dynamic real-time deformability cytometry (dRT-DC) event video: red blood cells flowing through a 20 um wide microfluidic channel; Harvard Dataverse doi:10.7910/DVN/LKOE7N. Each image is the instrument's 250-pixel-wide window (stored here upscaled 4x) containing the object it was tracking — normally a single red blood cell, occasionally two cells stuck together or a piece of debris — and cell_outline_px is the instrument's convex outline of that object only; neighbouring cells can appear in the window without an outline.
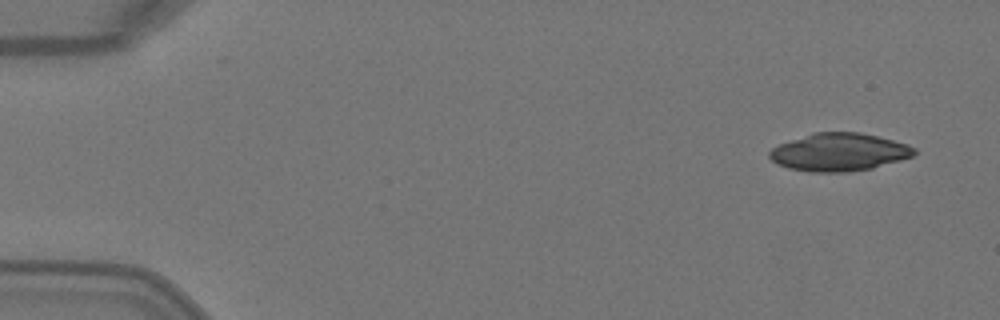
{"species": "Egyptian fruit bat (a non-hibernating species)", "species_latin": "Rousettus aegyptiacus", "temperature_condition": "warm", "stored_images_in_passage": 4, "segment_of_instrument_passage": [1, 2], "camera_frame_rate_fps": 3000, "um_per_image_px": 0.085, "animal": {"sex": "female"}, "frame": {"image": 1, "passage_image": 1, "time_ms": 0.0, "image_size_px": [1000, 320], "cell_outline_px": [[916, 152], [912, 156], [900, 160], [872, 168], [848, 172], [808, 172], [788, 168], [776, 164], [768, 156], [768, 152], [772, 148], [780, 144], [812, 132], [860, 132], [908, 144], [916, 148]], "centroid_in_image_um": [71.3, 12.93], "position_along_channel_um": 13.7, "area_um2": 31.96}}